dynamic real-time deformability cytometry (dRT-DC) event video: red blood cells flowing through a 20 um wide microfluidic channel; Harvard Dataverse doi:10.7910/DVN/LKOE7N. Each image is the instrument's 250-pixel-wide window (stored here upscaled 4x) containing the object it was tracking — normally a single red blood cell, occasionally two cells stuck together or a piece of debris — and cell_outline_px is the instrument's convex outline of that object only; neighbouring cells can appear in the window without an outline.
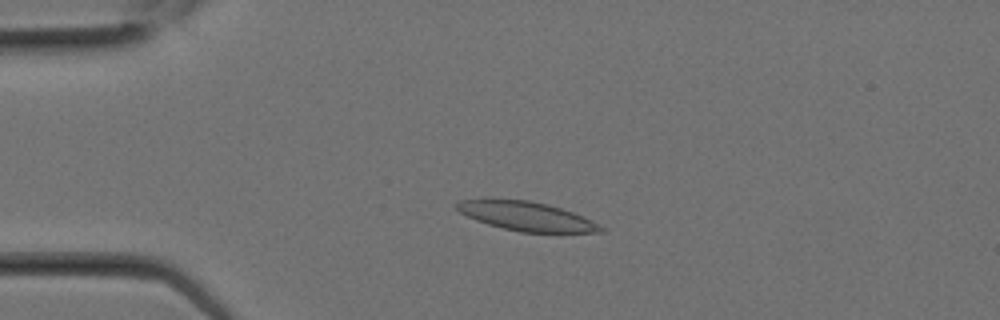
{"species": "Egyptian fruit bat (a non-hibernating species)", "species_latin": "Rousettus aegyptiacus", "temperature_condition": "room temperature", "stored_images_in_passage": 2, "camera_frame_rate_fps": 3000, "um_per_image_px": 0.085, "animal": {"sex": "female"}, "frame": {"image": 1, "passage_image": 2, "time_ms": 0.333, "image_size_px": [1000, 320], "cell_outline_px": [[604, 232], [520, 232], [488, 224], [476, 220], [460, 212], [452, 204], [460, 200], [492, 196], [528, 200], [548, 204], [572, 212], [600, 224], [604, 228]], "centroid_in_image_um": [44.64, 18.33], "position_along_channel_um": 40.4, "area_um2": 24.91}}